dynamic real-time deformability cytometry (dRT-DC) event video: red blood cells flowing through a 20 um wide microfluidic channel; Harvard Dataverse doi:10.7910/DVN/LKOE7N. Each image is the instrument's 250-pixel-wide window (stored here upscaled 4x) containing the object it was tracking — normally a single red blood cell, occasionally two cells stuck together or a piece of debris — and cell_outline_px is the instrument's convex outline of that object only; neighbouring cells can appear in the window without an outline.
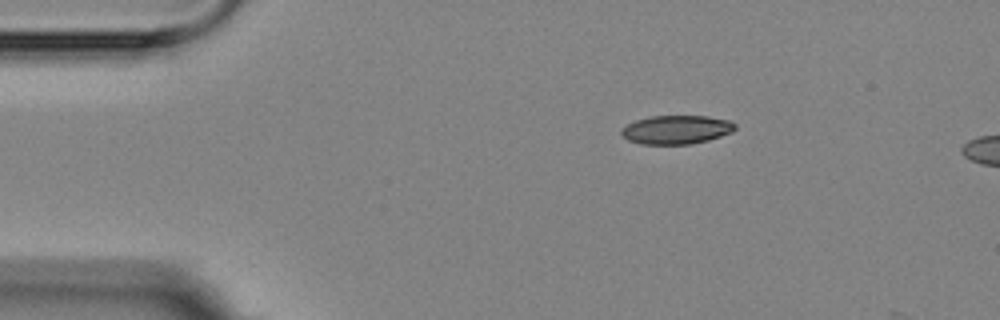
{"species": "Egyptian fruit bat (a non-hibernating species)", "species_latin": "Rousettus aegyptiacus", "temperature_condition": "room temperature", "stored_images_in_passage": 2, "camera_frame_rate_fps": 3000, "um_per_image_px": 0.085, "animal": {"sex": "female"}, "frame": {"image": 1, "passage_image": 1, "time_ms": 0.0, "image_size_px": [1000, 320], "cell_outline_px": [[736, 128], [732, 132], [708, 140], [692, 144], [640, 144], [628, 140], [620, 132], [628, 124], [636, 120], [652, 116], [708, 116], [728, 120], [736, 124]], "centroid_in_image_um": [57.52, 11.02], "position_along_channel_um": 27.5, "area_um2": 18.9}}